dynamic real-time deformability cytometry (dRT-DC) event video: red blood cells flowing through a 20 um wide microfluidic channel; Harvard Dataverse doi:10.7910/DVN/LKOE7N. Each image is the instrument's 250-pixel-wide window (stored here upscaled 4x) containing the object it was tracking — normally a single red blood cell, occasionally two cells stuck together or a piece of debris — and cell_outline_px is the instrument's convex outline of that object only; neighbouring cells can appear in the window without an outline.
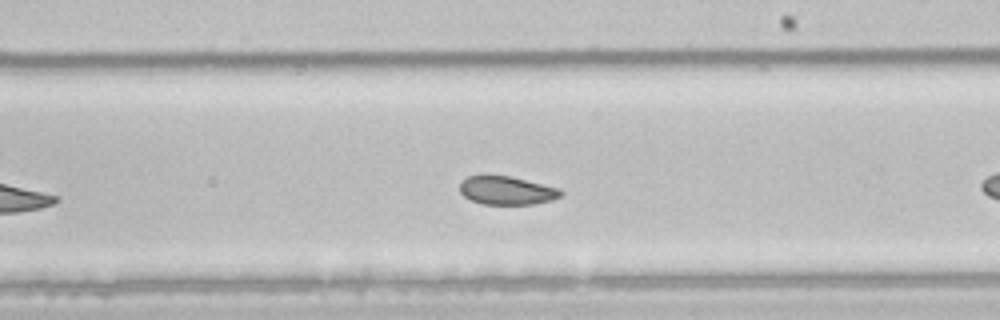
{"species": "common noctule bat (a hibernating species)", "species_latin": "Nyctalus noctula", "temperature_condition": "room temperature", "stored_images_in_passage": 7, "camera_frame_rate_fps": 3000, "um_per_image_px": 0.085, "animal": {"sex": "male", "body_mass_g": 21.5, "forearm_length_mm": 52.0}, "frame": {"image": 1, "passage_image": 6, "time_ms": 1.667, "image_size_px": [1000, 320], "cell_outline_px": [[564, 192], [560, 196], [552, 200], [536, 204], [480, 204], [464, 196], [460, 192], [460, 180], [468, 176], [484, 172], [508, 176], [560, 188]], "centroid_in_image_um": [43.02, 16.15], "position_along_channel_um": 246.0, "area_um2": 17.22}}